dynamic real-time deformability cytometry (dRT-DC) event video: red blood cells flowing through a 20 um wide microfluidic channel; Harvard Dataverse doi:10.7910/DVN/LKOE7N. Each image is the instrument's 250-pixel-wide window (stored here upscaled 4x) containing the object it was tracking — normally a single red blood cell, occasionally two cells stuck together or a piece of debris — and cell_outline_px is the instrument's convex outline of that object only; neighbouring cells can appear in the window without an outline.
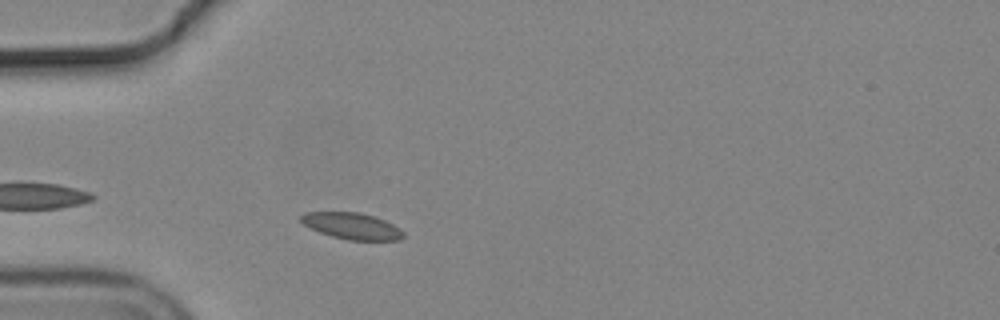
{"species": "common noctule bat (a hibernating species)", "species_latin": "Nyctalus noctula", "temperature_condition": "cold", "stored_images_in_passage": 19, "camera_frame_rate_fps": 3000, "um_per_image_px": 0.085, "animal": {"sex": "male", "body_mass_g": 19.2, "forearm_length_mm": 51.8}, "frame": {"image": 1, "passage_image": 4, "time_ms": 1.0, "image_size_px": [1000, 320], "cell_outline_px": [[404, 236], [400, 240], [348, 240], [332, 236], [320, 232], [304, 224], [300, 220], [300, 216], [304, 212], [360, 212], [384, 220], [392, 224], [404, 232]], "centroid_in_image_um": [29.91, 19.21], "position_along_channel_um": 55.1, "area_um2": 15.61}}
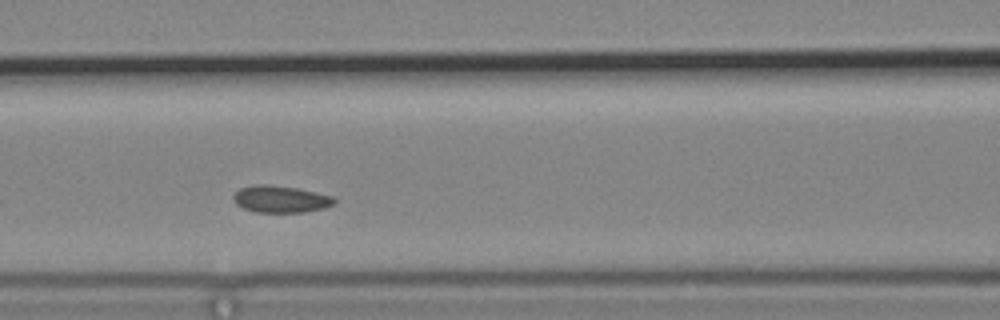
{"frame": {"image": 2, "passage_image": 12, "time_ms": 3.667, "image_size_px": [1000, 320], "cell_outline_px": [[336, 200], [332, 204], [324, 208], [304, 212], [256, 212], [244, 208], [236, 204], [232, 200], [232, 196], [240, 188], [252, 184], [268, 184], [296, 188], [316, 192], [332, 196]], "centroid_in_image_um": [23.81, 16.91], "position_along_channel_um": 142.8, "area_um2": 15.84}}
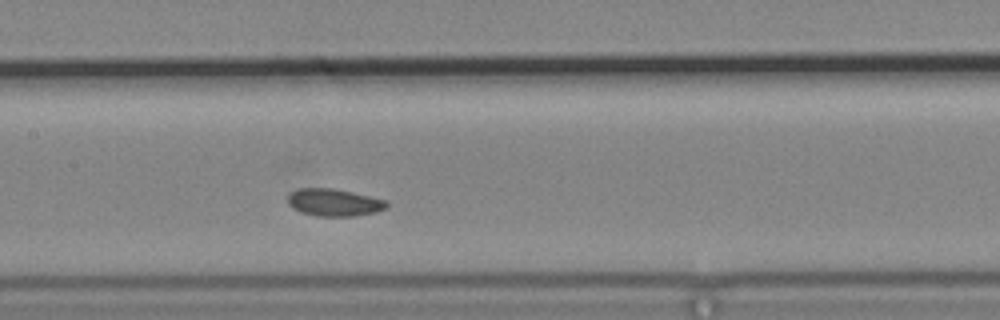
{"frame": {"image": 3, "passage_image": 15, "time_ms": 4.667, "image_size_px": [1000, 320], "cell_outline_px": [[388, 208], [376, 212], [356, 216], [316, 216], [300, 212], [292, 208], [288, 204], [288, 196], [296, 188], [332, 188], [352, 192], [388, 200]], "centroid_in_image_um": [28.41, 17.21], "position_along_channel_um": 179.0, "area_um2": 15.95}}